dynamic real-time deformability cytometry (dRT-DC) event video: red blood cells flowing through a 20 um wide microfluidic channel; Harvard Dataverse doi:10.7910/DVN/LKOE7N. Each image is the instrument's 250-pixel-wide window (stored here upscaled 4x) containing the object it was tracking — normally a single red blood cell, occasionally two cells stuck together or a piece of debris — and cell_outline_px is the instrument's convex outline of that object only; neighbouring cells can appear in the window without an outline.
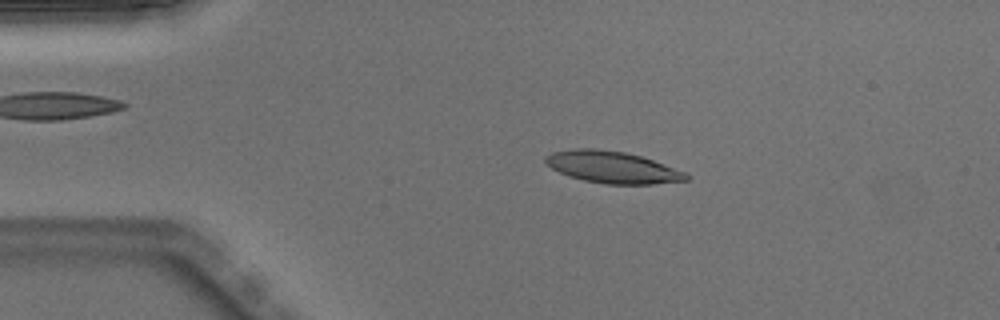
{"species": "Egyptian fruit bat (a non-hibernating species)", "species_latin": "Rousettus aegyptiacus", "temperature_condition": "warm", "stored_images_in_passage": 49, "camera_frame_rate_fps": 3000, "um_per_image_px": 0.085, "animal": {"sex": "male"}, "frame": {"image": 1, "passage_image": 9, "time_ms": 2.667, "image_size_px": [1000, 320], "cell_outline_px": [[688, 180], [652, 184], [608, 184], [584, 180], [568, 176], [552, 168], [544, 160], [544, 156], [552, 152], [576, 148], [596, 148], [624, 152], [640, 156], [652, 160], [684, 172], [688, 176]], "centroid_in_image_um": [52.01, 14.21], "position_along_channel_um": 33.0, "area_um2": 25.78}}
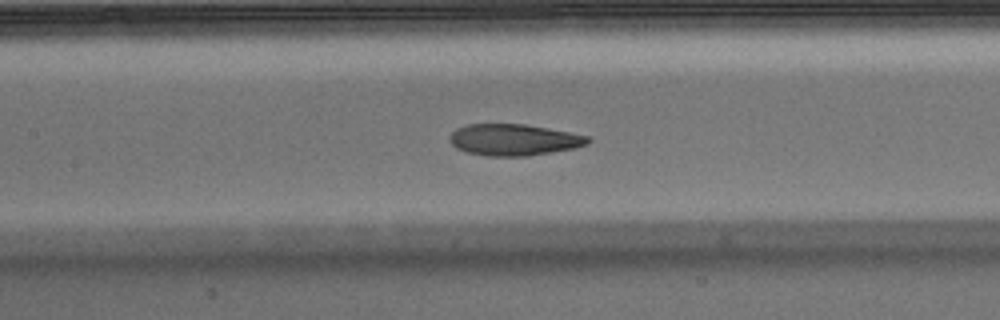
{"frame": {"image": 2, "passage_image": 22, "time_ms": 7.0, "image_size_px": [1000, 320], "cell_outline_px": [[592, 140], [588, 144], [576, 148], [528, 156], [488, 156], [468, 152], [456, 148], [448, 140], [448, 136], [456, 128], [464, 124], [524, 124], [548, 128], [592, 136]], "centroid_in_image_um": [43.7, 11.88], "position_along_channel_um": 163.7, "area_um2": 25.66}}
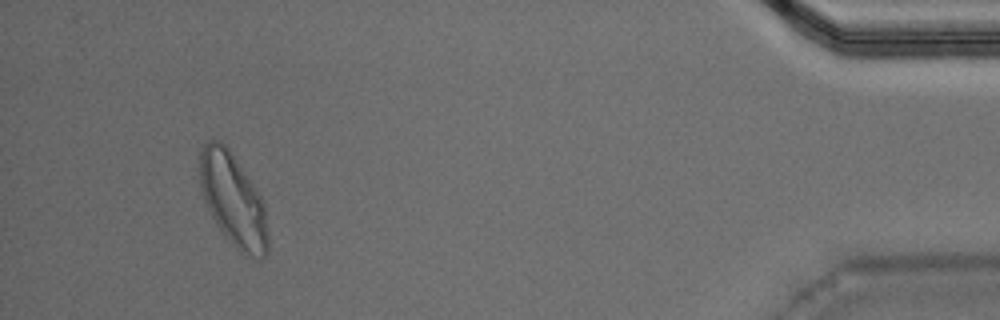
{"frame": {"image": 3, "passage_image": 46, "time_ms": 15.0, "image_size_px": [1000, 320], "cell_outline_px": [[268, 252], [260, 260], [244, 256], [224, 236], [216, 224], [200, 192], [200, 148], [208, 140], [220, 140], [228, 148], [264, 200], [268, 236]], "centroid_in_image_um": [19.82, 17.03], "position_along_channel_um": 415.4, "area_um2": 37.17}, "authors_computed_cell_mechanics": {"area_um2": 26.01, "velocity_mm_per_s": 3.9998, "shape_relaxation_time_tau1_ms": 9.5033, "shape_relaxation_time_tau2_ms": 1.4256, "deformation_change_tau1": 0.2539, "deformation_change_tau2": 0.0783}}